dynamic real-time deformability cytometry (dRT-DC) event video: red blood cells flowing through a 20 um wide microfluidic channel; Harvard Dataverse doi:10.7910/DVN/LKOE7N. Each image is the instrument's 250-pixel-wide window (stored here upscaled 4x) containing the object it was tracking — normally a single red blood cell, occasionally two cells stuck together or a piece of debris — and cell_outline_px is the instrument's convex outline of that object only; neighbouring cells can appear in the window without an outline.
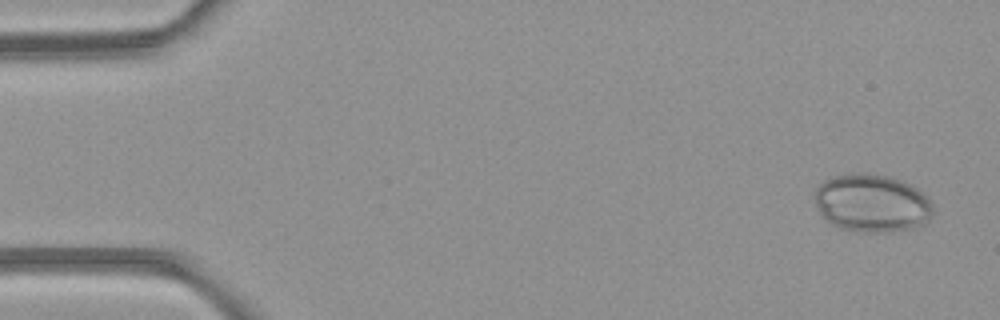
{"species": "common noctule bat (a hibernating species)", "species_latin": "Nyctalus noctula", "temperature_condition": "room temperature", "stored_images_in_passage": 6, "camera_frame_rate_fps": 3000, "um_per_image_px": 0.085, "animal": {"sex": "female", "body_mass_g": 21.9}, "frame": {"image": 1, "passage_image": 1, "time_ms": 0.0, "image_size_px": [1000, 320], "cell_outline_px": [[932, 216], [928, 220], [912, 228], [892, 232], [868, 232], [844, 228], [832, 224], [820, 212], [816, 204], [816, 188], [824, 180], [836, 176], [888, 176], [912, 184], [932, 204]], "centroid_in_image_um": [74.14, 17.3], "position_along_channel_um": 10.9, "area_um2": 38.61}}
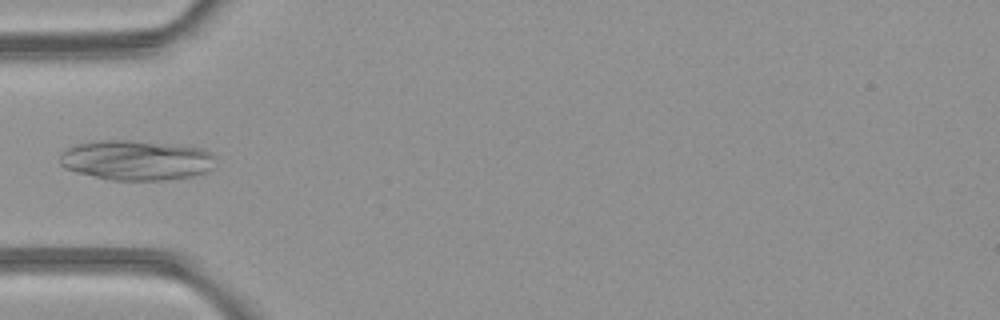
{"frame": {"image": 2, "passage_image": 5, "time_ms": 4.667, "image_size_px": [1000, 320], "cell_outline_px": [[216, 156], [212, 168], [208, 172], [192, 176], [164, 180], [112, 180], [76, 172], [64, 168], [60, 164], [60, 152], [76, 144], [92, 140], [128, 140], [172, 144], [204, 148], [212, 152]], "centroid_in_image_um": [11.6, 13.61], "position_along_channel_um": 73.4, "area_um2": 36.7}}
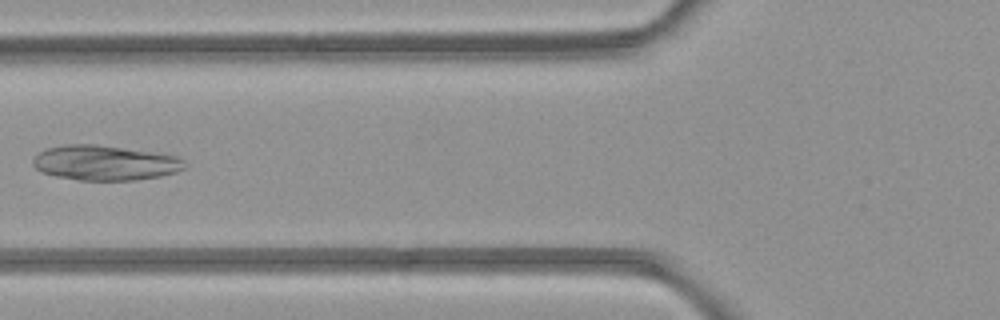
{"frame": {"image": 3, "passage_image": 6, "time_ms": 5.667, "image_size_px": [1000, 320], "cell_outline_px": [[184, 168], [176, 172], [160, 176], [136, 180], [80, 180], [56, 176], [40, 172], [32, 164], [32, 160], [40, 152], [48, 148], [64, 144], [96, 144], [180, 156], [184, 160]], "centroid_in_image_um": [8.91, 13.84], "position_along_channel_um": 116.9, "area_um2": 30.87}}